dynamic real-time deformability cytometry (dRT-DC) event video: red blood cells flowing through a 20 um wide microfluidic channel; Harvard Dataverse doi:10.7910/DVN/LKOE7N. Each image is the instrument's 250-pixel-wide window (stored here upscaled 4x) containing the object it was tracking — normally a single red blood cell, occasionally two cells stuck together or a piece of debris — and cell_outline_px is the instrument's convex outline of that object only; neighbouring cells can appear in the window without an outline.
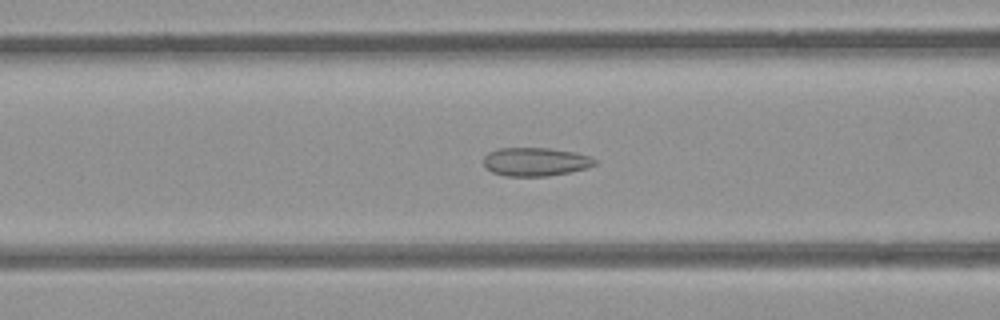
{"species": "common noctule bat (a hibernating species)", "species_latin": "Nyctalus noctula", "temperature_condition": "room temperature", "stored_images_in_passage": 52, "camera_frame_rate_fps": 3000, "um_per_image_px": 0.085, "animal": {"sex": "female", "body_mass_g": 21.9}, "frame": {"image": 1, "passage_image": 21, "time_ms": 6.667, "image_size_px": [1000, 320], "cell_outline_px": [[596, 164], [588, 168], [548, 176], [504, 176], [492, 172], [484, 168], [484, 156], [488, 152], [500, 148], [548, 148], [576, 152], [588, 156], [596, 160]], "centroid_in_image_um": [45.49, 13.75], "position_along_channel_um": 121.1, "area_um2": 18.55}}
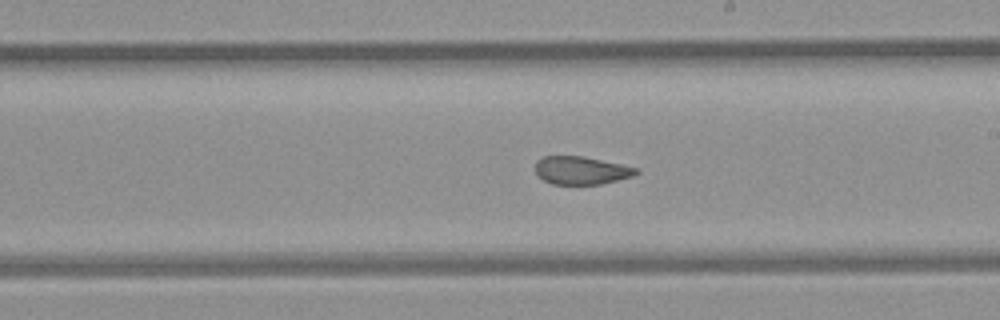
{"frame": {"image": 2, "passage_image": 30, "time_ms": 9.667, "image_size_px": [1000, 320], "cell_outline_px": [[640, 172], [632, 176], [600, 184], [552, 184], [544, 180], [536, 172], [536, 160], [544, 156], [584, 156], [640, 168]], "centroid_in_image_um": [49.43, 14.47], "position_along_channel_um": 239.6, "area_um2": 16.42}}
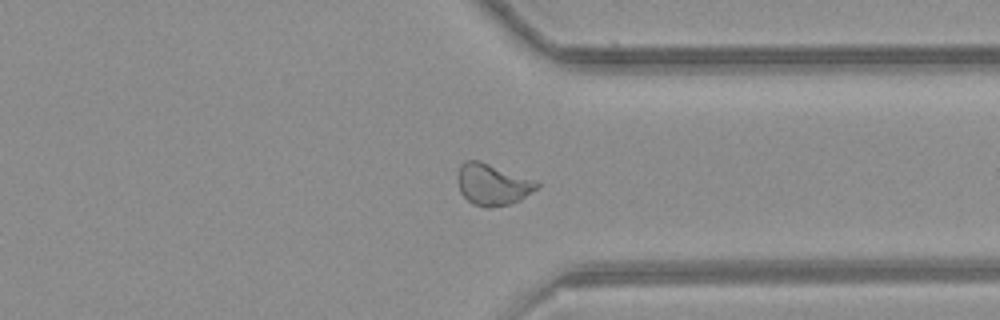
{"frame": {"image": 3, "passage_image": 40, "time_ms": 13.0, "image_size_px": [1000, 320], "cell_outline_px": [[540, 188], [520, 200], [508, 204], [488, 208], [484, 208], [472, 204], [460, 192], [456, 176], [460, 164], [464, 160], [480, 160], [536, 180], [540, 184]], "centroid_in_image_um": [41.87, 15.67], "position_along_channel_um": 369.5, "area_um2": 19.54}, "authors_computed_cell_mechanics": {"area_um2": 19.5075, "velocity_mm_per_s": 3.9478, "shape_relaxation_time_tau1_ms": null, "shape_relaxation_time_tau2_ms": 1.0107, "deformation_change_tau1": null, "deformation_change_tau2": 0.0661}}